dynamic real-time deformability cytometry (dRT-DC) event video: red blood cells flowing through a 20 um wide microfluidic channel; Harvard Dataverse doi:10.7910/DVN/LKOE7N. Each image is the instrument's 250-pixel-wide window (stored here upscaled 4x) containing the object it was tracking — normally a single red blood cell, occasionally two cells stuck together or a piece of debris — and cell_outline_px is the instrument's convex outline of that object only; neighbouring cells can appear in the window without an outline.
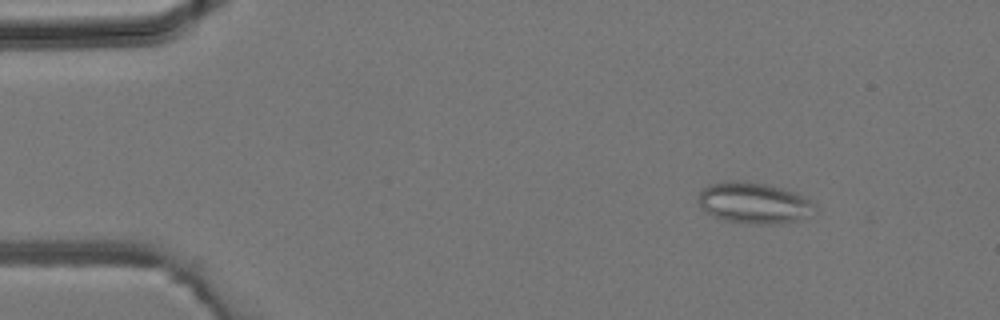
{"species": "common noctule bat (a hibernating species)", "species_latin": "Nyctalus noctula", "temperature_condition": "room temperature", "stored_images_in_passage": 43, "camera_frame_rate_fps": 3000, "um_per_image_px": 0.085, "animal": {"sex": "male", "body_mass_g": 19.2, "forearm_length_mm": 51.8}, "frame": {"image": 1, "passage_image": 6, "time_ms": 1.667, "image_size_px": [1000, 320], "cell_outline_px": [[816, 212], [800, 220], [776, 224], [752, 224], [724, 220], [708, 212], [700, 204], [700, 192], [708, 184], [728, 180], [736, 180], [764, 184], [796, 192], [816, 204]], "centroid_in_image_um": [64.14, 17.25], "position_along_channel_um": 20.9, "area_um2": 27.74}}
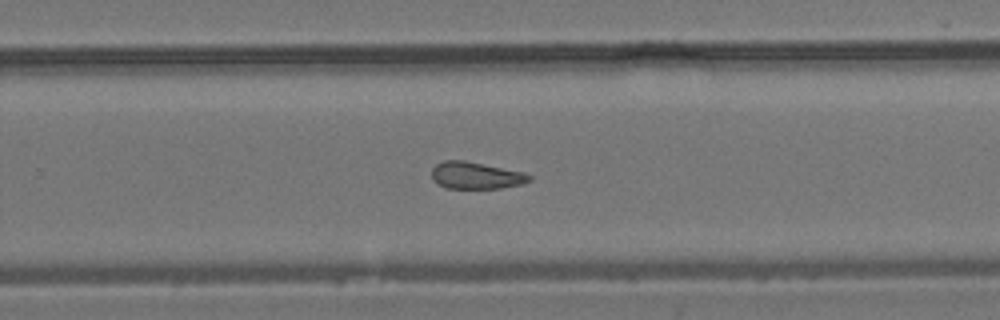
{"frame": {"image": 2, "passage_image": 28, "time_ms": 9.0, "image_size_px": [1000, 320], "cell_outline_px": [[532, 180], [520, 184], [500, 188], [448, 188], [436, 184], [432, 180], [432, 168], [436, 164], [444, 160], [464, 160], [520, 172], [532, 176]], "centroid_in_image_um": [40.39, 14.92], "position_along_channel_um": 289.4, "area_um2": 15.14}}
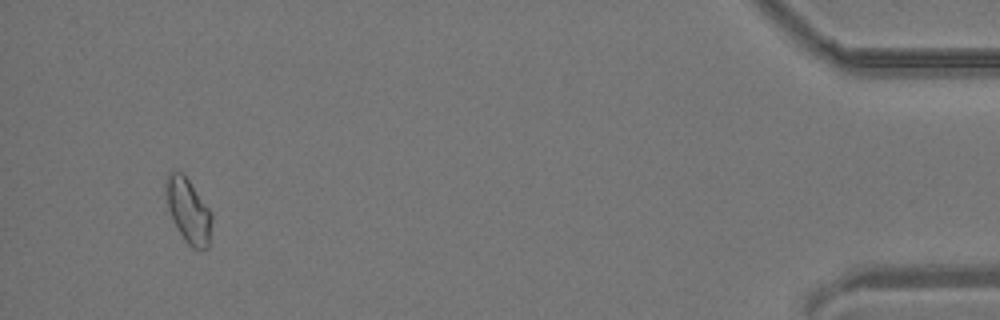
{"frame": {"image": 3, "passage_image": 41, "time_ms": 13.333, "image_size_px": [1000, 320], "cell_outline_px": [[212, 220], [208, 248], [192, 248], [184, 240], [172, 220], [168, 208], [164, 192], [164, 180], [168, 172], [180, 172], [188, 180], [212, 212]], "centroid_in_image_um": [15.98, 17.9], "position_along_channel_um": 419.2, "area_um2": 17.28}}